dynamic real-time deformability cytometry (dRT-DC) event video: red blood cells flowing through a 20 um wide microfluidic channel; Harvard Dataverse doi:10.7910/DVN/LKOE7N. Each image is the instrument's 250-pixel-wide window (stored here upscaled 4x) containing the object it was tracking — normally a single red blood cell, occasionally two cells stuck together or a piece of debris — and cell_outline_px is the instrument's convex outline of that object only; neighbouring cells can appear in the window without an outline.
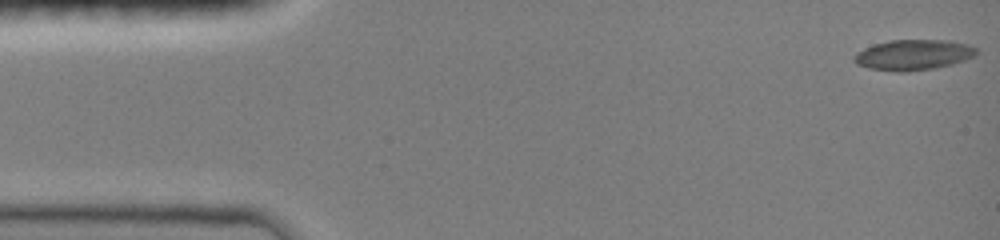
{"species": "common noctule bat (a hibernating species)", "species_latin": "Nyctalus noctula", "temperature_condition": "room temperature", "stored_images_in_passage": 47, "camera_frame_rate_fps": 3000, "um_per_image_px": 0.085, "animal": {"sex": "female", "body_mass_g": 19.0, "forearm_length_mm": 51.5}, "frame": {"image": 1, "passage_image": 1, "time_ms": 0.0, "image_size_px": [1000, 240], "cell_outline_px": [[980, 52], [964, 60], [952, 64], [932, 68], [908, 72], [896, 72], [868, 68], [856, 64], [852, 60], [852, 56], [856, 52], [864, 48], [888, 40], [948, 40], [968, 44], [976, 48]], "centroid_in_image_um": [77.59, 4.66], "position_along_channel_um": 7.4, "area_um2": 21.85}}
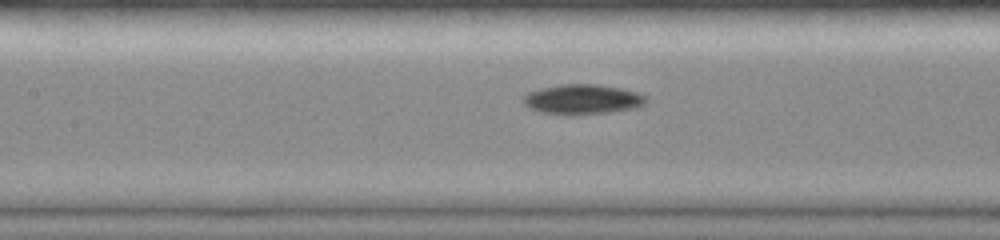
{"frame": {"image": 2, "passage_image": 21, "time_ms": 6.667, "image_size_px": [1000, 240], "cell_outline_px": [[644, 104], [636, 108], [608, 112], [568, 116], [540, 112], [524, 104], [524, 96], [528, 92], [540, 88], [560, 84], [596, 84], [620, 88], [636, 92], [644, 96]], "centroid_in_image_um": [49.47, 8.45], "position_along_channel_um": 157.9, "area_um2": 21.33}}
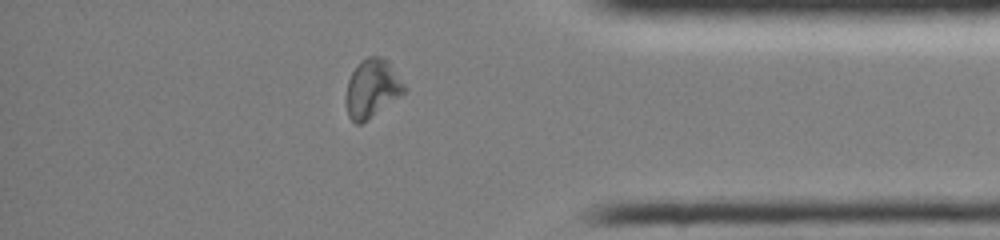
{"frame": {"image": 3, "passage_image": 40, "time_ms": 13.0, "image_size_px": [1000, 240], "cell_outline_px": [[408, 88], [400, 96], [360, 124], [356, 124], [348, 116], [344, 100], [344, 96], [348, 80], [352, 72], [360, 60], [368, 56], [380, 56], [388, 60]], "centroid_in_image_um": [31.6, 7.49], "position_along_channel_um": 403.6, "area_um2": 19.94}, "authors_computed_cell_mechanics": {"area_um2": 20.2878, "velocity_mm_per_s": 4.0573, "shape_relaxation_time_tau1_ms": 2.6853, "shape_relaxation_time_tau2_ms": 6.5592, "deformation_change_tau1": 0.1007, "deformation_change_tau2": 0.1758}}